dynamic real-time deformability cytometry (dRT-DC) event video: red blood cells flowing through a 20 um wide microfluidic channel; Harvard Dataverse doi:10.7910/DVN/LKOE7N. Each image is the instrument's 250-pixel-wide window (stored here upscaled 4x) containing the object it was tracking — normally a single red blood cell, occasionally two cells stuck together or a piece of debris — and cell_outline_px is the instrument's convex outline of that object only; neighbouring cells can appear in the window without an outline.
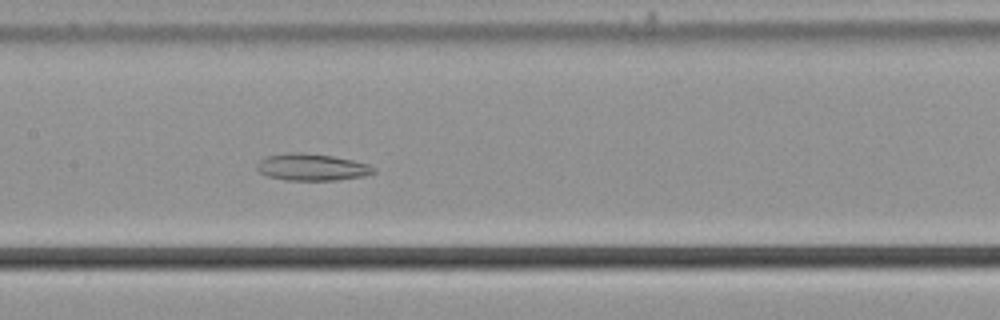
{"species": "common noctule bat (a hibernating species)", "species_latin": "Nyctalus noctula", "temperature_condition": "cold", "stored_images_in_passage": 57, "camera_frame_rate_fps": 3000, "um_per_image_px": 0.085, "animal": {"sex": "male", "body_mass_g": 21.5, "forearm_length_mm": 52.0}, "frame": {"image": 1, "passage_image": 29, "time_ms": 9.333, "image_size_px": [1000, 320], "cell_outline_px": [[376, 172], [364, 176], [336, 180], [288, 180], [268, 176], [260, 172], [256, 168], [256, 164], [264, 156], [288, 152], [304, 152], [332, 156], [352, 160], [368, 164], [376, 168]], "centroid_in_image_um": [26.5, 14.2], "position_along_channel_um": 180.9, "area_um2": 18.38}}
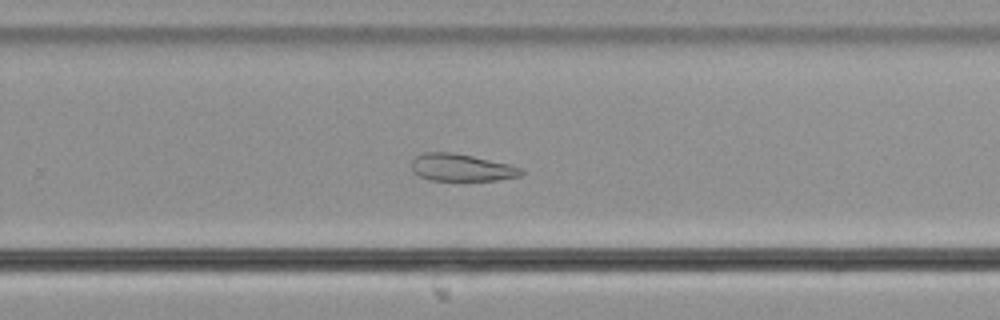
{"frame": {"image": 2, "passage_image": 38, "time_ms": 12.333, "image_size_px": [1000, 320], "cell_outline_px": [[524, 172], [520, 176], [496, 180], [428, 180], [412, 172], [412, 160], [416, 156], [424, 152], [452, 152], [472, 156], [508, 164], [524, 168]], "centroid_in_image_um": [39.21, 14.24], "position_along_channel_um": 290.6, "area_um2": 17.4}}
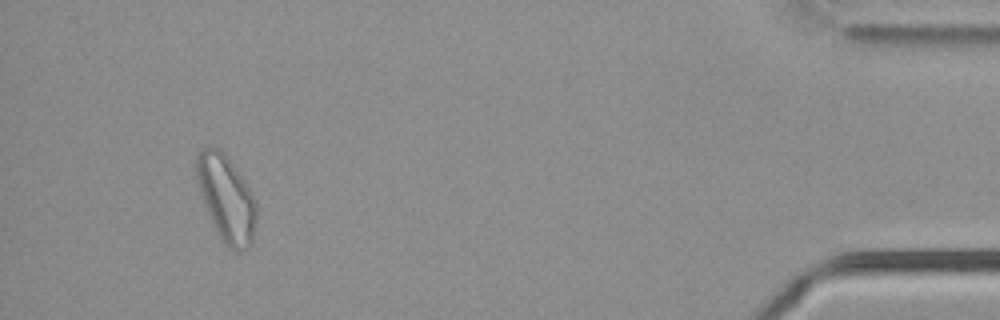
{"frame": {"image": 3, "passage_image": 54, "time_ms": 17.667, "image_size_px": [1000, 320], "cell_outline_px": [[256, 224], [252, 240], [248, 248], [236, 252], [216, 232], [200, 192], [196, 176], [196, 156], [204, 148], [216, 148], [224, 152], [244, 180], [252, 192], [256, 200]], "centroid_in_image_um": [19.26, 16.86], "position_along_channel_um": 415.9, "area_um2": 29.54}}